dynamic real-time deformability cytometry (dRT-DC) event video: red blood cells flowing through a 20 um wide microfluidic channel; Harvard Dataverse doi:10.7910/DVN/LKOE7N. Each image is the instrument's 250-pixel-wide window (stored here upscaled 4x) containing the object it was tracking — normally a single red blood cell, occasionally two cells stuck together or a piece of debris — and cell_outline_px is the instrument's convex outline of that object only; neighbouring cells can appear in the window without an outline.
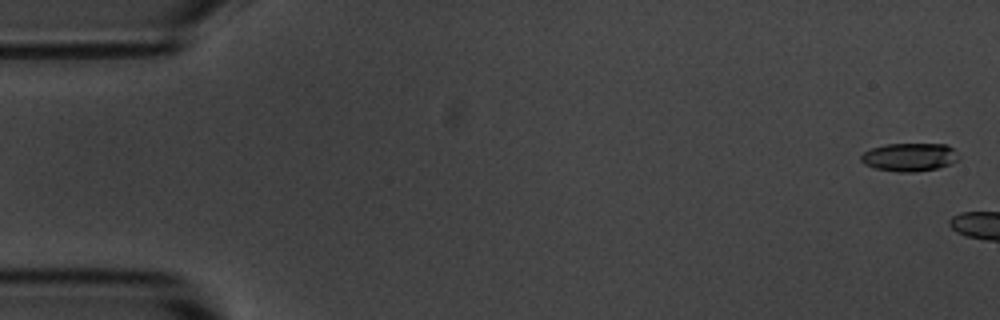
{"species": "common noctule bat (a hibernating species)", "species_latin": "Nyctalus noctula", "temperature_condition": "room temperature", "stored_images_in_passage": 2, "camera_frame_rate_fps": 3000, "um_per_image_px": 0.085, "animal": {"sex": "male", "body_mass_g": 20.1, "forearm_length_mm": 53.5}, "frame": {"image": 1, "passage_image": 1, "time_ms": 0.0, "image_size_px": [1000, 320], "cell_outline_px": [[956, 160], [948, 164], [936, 168], [912, 172], [896, 172], [876, 168], [864, 164], [860, 160], [860, 156], [864, 152], [872, 148], [884, 144], [948, 144], [952, 148]], "centroid_in_image_um": [77.22, 13.35], "position_along_channel_um": 7.8, "area_um2": 15.72}}